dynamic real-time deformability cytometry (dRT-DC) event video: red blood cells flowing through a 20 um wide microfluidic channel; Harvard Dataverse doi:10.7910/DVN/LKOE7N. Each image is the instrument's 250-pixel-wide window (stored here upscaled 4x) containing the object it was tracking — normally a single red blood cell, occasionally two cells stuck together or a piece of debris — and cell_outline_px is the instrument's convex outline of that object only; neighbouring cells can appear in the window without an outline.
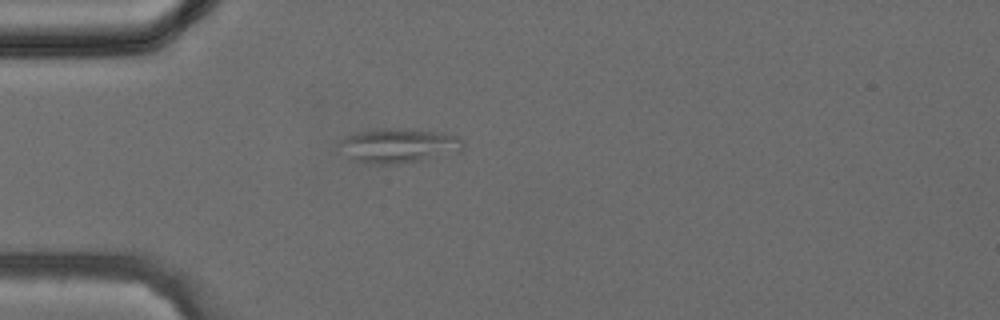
{"species": "common noctule bat (a hibernating species)", "species_latin": "Nyctalus noctula", "temperature_condition": "cold", "stored_images_in_passage": 9, "camera_frame_rate_fps": 3000, "um_per_image_px": 0.085, "animal": {"sex": "female", "body_mass_g": 24.6, "forearm_length_mm": 56.2}, "frame": {"image": 1, "passage_image": 1, "time_ms": 0.0, "image_size_px": [1000, 320], "cell_outline_px": [[464, 148], [460, 152], [420, 160], [392, 164], [364, 164], [356, 160], [340, 144], [340, 140], [344, 136], [376, 128], [404, 128], [444, 132], [456, 136], [464, 144]], "centroid_in_image_um": [33.96, 12.35], "position_along_channel_um": 51.0, "area_um2": 24.62}}
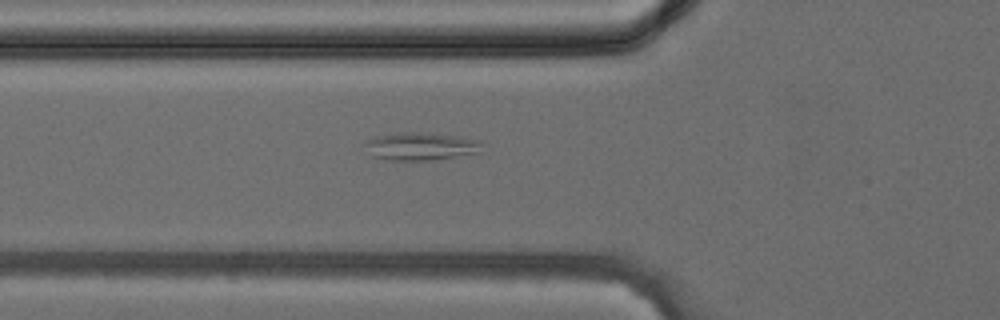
{"frame": {"image": 2, "passage_image": 4, "time_ms": 1.0, "image_size_px": [1000, 320], "cell_outline_px": [[480, 152], [432, 160], [388, 160], [372, 156], [360, 144], [364, 140], [376, 136], [400, 132], [420, 132], [456, 136], [480, 140]], "centroid_in_image_um": [35.65, 12.43], "position_along_channel_um": 90.2, "area_um2": 19.07}}
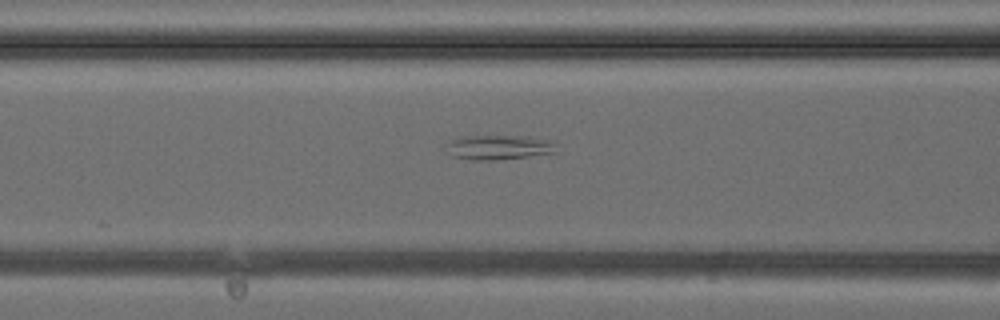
{"frame": {"image": 3, "passage_image": 6, "time_ms": 1.667, "image_size_px": [1000, 320], "cell_outline_px": [[556, 152], [528, 156], [496, 160], [472, 160], [452, 156], [440, 144], [464, 136], [528, 136], [548, 140], [552, 144]], "centroid_in_image_um": [42.26, 12.52], "position_along_channel_um": 124.3, "area_um2": 15.78}}